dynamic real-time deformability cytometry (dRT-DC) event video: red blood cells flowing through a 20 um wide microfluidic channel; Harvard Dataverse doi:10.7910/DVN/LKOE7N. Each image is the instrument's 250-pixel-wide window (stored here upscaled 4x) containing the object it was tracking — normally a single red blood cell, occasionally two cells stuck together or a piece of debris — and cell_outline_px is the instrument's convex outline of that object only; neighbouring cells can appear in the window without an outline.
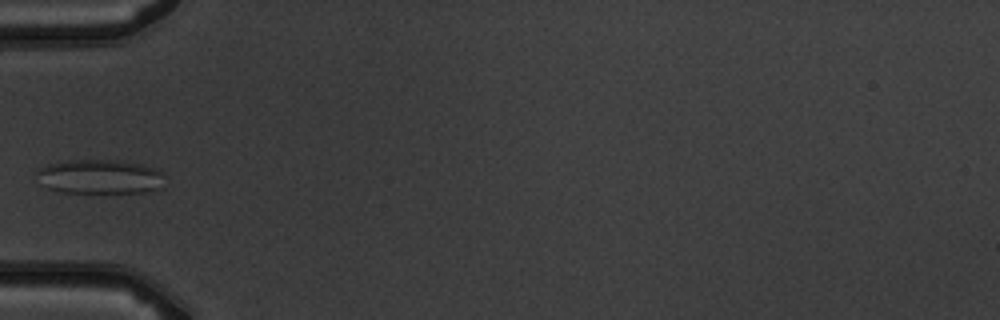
{"species": "common noctule bat (a hibernating species)", "species_latin": "Nyctalus noctula", "temperature_condition": "warm", "stored_images_in_passage": 3, "camera_frame_rate_fps": 3000, "um_per_image_px": 0.085, "animal": {"sex": "male", "body_mass_g": 19.5, "forearm_length_mm": 54.6}, "frame": {"image": 1, "passage_image": 3, "time_ms": 2.333, "image_size_px": [1000, 320], "cell_outline_px": [[164, 188], [148, 192], [60, 192], [48, 188], [36, 172], [40, 168], [48, 164], [68, 160], [116, 160], [140, 164], [156, 168], [160, 172]], "centroid_in_image_um": [8.53, 15.02], "position_along_channel_um": 76.5, "area_um2": 25.32}}